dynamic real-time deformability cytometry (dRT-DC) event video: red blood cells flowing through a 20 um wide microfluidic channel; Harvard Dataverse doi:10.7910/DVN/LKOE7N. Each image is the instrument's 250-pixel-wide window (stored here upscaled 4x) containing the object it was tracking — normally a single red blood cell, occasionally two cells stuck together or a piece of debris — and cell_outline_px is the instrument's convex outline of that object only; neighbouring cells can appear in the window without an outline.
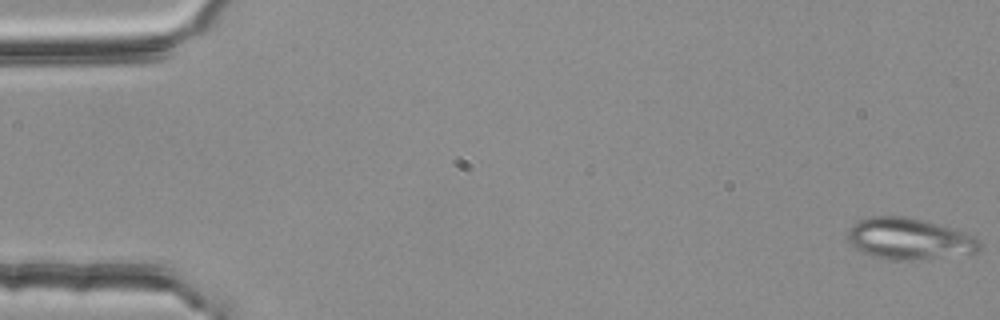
{"species": "common noctule bat (a hibernating species)", "species_latin": "Nyctalus noctula", "temperature_condition": "room temperature", "stored_images_in_passage": 54, "camera_frame_rate_fps": 3000, "um_per_image_px": 0.085, "animal": {"sex": "female", "body_mass_g": 25.1}, "frame": {"image": 1, "passage_image": 1, "time_ms": 0.0, "image_size_px": [1000, 320], "cell_outline_px": [[980, 248], [976, 252], [912, 260], [892, 260], [872, 256], [856, 248], [848, 240], [848, 232], [852, 224], [856, 220], [868, 216], [904, 216], [924, 220], [952, 228], [976, 236], [980, 240]], "centroid_in_image_um": [77.25, 20.27], "position_along_channel_um": 7.7, "area_um2": 31.67}}
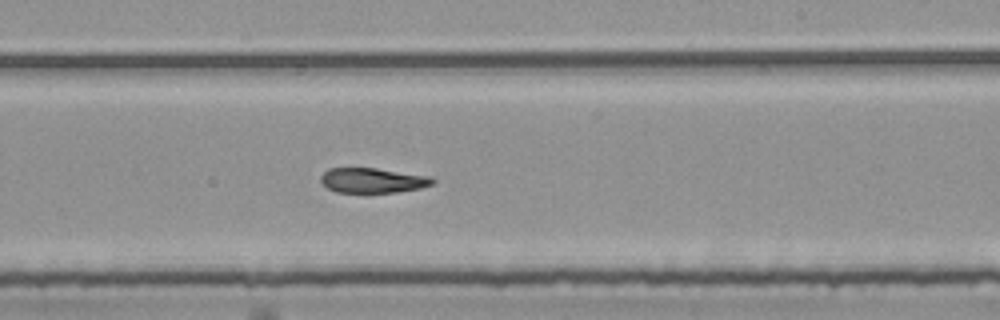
{"frame": {"image": 2, "passage_image": 33, "time_ms": 10.667, "image_size_px": [1000, 320], "cell_outline_px": [[436, 180], [432, 184], [420, 188], [396, 192], [336, 192], [328, 188], [320, 180], [320, 176], [328, 168], [376, 168], [432, 176]], "centroid_in_image_um": [31.69, 15.32], "position_along_channel_um": 257.3, "area_um2": 16.24}}
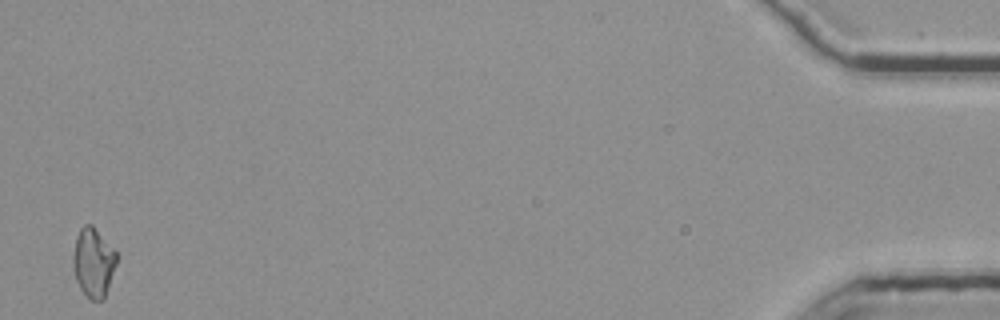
{"frame": {"image": 3, "passage_image": 54, "time_ms": 17.667, "image_size_px": [1000, 320], "cell_outline_px": [[120, 256], [104, 300], [92, 300], [80, 288], [76, 280], [72, 260], [76, 236], [80, 228], [84, 224], [92, 224]], "centroid_in_image_um": [7.97, 22.3], "position_along_channel_um": 427.2, "area_um2": 17.74}, "authors_computed_cell_mechanics": {"area_um2": 17.7735, "velocity_mm_per_s": 3.7798, "shape_relaxation_time_tau1_ms": null, "shape_relaxation_time_tau2_ms": 5.5945, "deformation_change_tau1": null, "deformation_change_tau2": 0.1168}}